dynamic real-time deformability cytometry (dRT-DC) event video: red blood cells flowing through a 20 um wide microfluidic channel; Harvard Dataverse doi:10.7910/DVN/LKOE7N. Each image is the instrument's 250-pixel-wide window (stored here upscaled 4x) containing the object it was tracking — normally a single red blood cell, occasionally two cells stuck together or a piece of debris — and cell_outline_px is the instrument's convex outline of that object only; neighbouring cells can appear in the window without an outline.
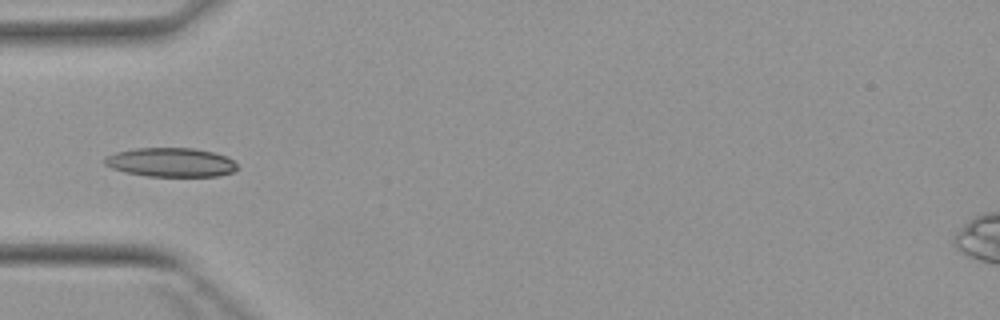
{"species": "Egyptian fruit bat (a non-hibernating species)", "species_latin": "Rousettus aegyptiacus", "temperature_condition": "warm", "stored_images_in_passage": 5, "camera_frame_rate_fps": 3000, "um_per_image_px": 0.085, "animal": {"sex": "female"}, "frame": {"image": 1, "passage_image": 4, "time_ms": 4.667, "image_size_px": [1000, 320], "cell_outline_px": [[240, 168], [232, 172], [220, 176], [148, 176], [124, 172], [112, 168], [104, 164], [104, 156], [116, 152], [136, 148], [196, 148], [228, 156]], "centroid_in_image_um": [14.53, 13.79], "position_along_channel_um": 70.5, "area_um2": 22.6}}
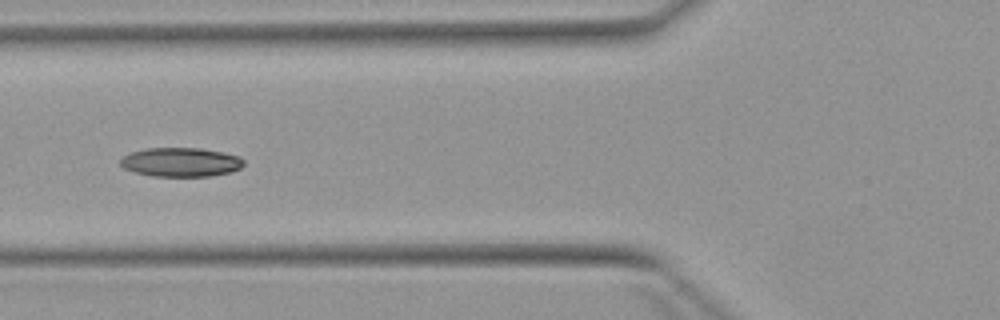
{"frame": {"image": 2, "passage_image": 5, "time_ms": 5.667, "image_size_px": [1000, 320], "cell_outline_px": [[244, 164], [240, 168], [232, 172], [208, 176], [152, 176], [136, 172], [124, 168], [120, 164], [120, 160], [124, 156], [132, 152], [144, 148], [200, 148], [224, 152], [240, 156], [244, 160]], "centroid_in_image_um": [15.4, 13.77], "position_along_channel_um": 110.4, "area_um2": 20.92}}